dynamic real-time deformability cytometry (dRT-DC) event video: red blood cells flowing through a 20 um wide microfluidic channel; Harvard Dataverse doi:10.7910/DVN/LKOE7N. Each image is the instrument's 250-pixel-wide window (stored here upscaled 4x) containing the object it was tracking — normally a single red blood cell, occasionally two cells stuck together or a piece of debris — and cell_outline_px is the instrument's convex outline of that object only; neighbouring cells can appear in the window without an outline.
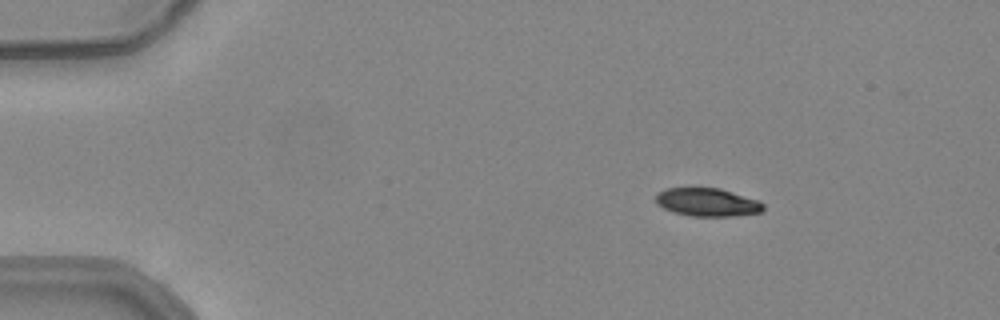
{"species": "common noctule bat (a hibernating species)", "species_latin": "Nyctalus noctula", "temperature_condition": "warm", "stored_images_in_passage": 46, "camera_frame_rate_fps": 3000, "um_per_image_px": 0.085, "animal": {"sex": "female", "body_mass_g": 24.6, "forearm_length_mm": 56.2}, "frame": {"image": 1, "passage_image": 1, "time_ms": 0.0, "image_size_px": [1000, 320], "cell_outline_px": [[764, 208], [760, 212], [732, 216], [692, 216], [676, 212], [664, 208], [656, 204], [656, 192], [664, 188], [720, 188], [756, 200], [764, 204]], "centroid_in_image_um": [60.08, 17.18], "position_along_channel_um": 24.9, "area_um2": 17.46}}
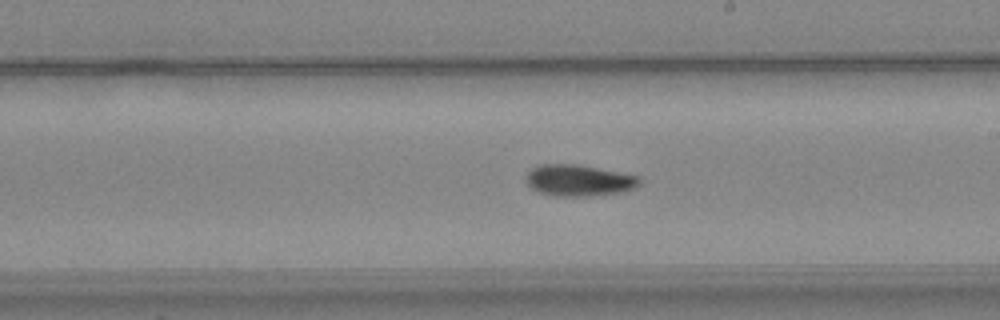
{"frame": {"image": 2, "passage_image": 24, "time_ms": 7.667, "image_size_px": [1000, 320], "cell_outline_px": [[640, 184], [636, 188], [624, 192], [588, 196], [552, 196], [540, 192], [532, 188], [524, 180], [528, 172], [532, 168], [540, 164], [580, 164], [640, 176]], "centroid_in_image_um": [49.22, 15.33], "position_along_channel_um": 239.8, "area_um2": 21.04}}
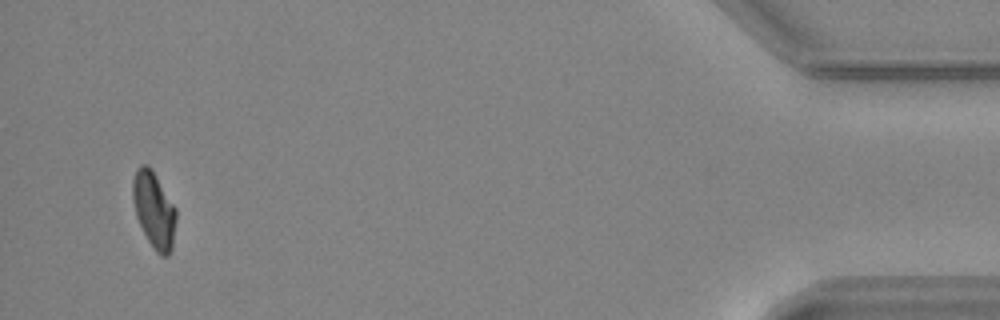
{"frame": {"image": 3, "passage_image": 44, "time_ms": 14.333, "image_size_px": [1000, 320], "cell_outline_px": [[176, 220], [172, 248], [168, 256], [160, 256], [156, 252], [148, 240], [136, 216], [132, 200], [132, 180], [136, 168], [140, 164], [148, 164], [152, 168], [176, 208]], "centroid_in_image_um": [13.08, 17.8], "position_along_channel_um": 422.1, "area_um2": 19.48}, "authors_computed_cell_mechanics": {"area_um2": 19.7676, "velocity_mm_per_s": 3.9022, "shape_relaxation_time_tau1_ms": 5.4975, "shape_relaxation_time_tau2_ms": null, "deformation_change_tau1": 0.1844, "deformation_change_tau2": null}}